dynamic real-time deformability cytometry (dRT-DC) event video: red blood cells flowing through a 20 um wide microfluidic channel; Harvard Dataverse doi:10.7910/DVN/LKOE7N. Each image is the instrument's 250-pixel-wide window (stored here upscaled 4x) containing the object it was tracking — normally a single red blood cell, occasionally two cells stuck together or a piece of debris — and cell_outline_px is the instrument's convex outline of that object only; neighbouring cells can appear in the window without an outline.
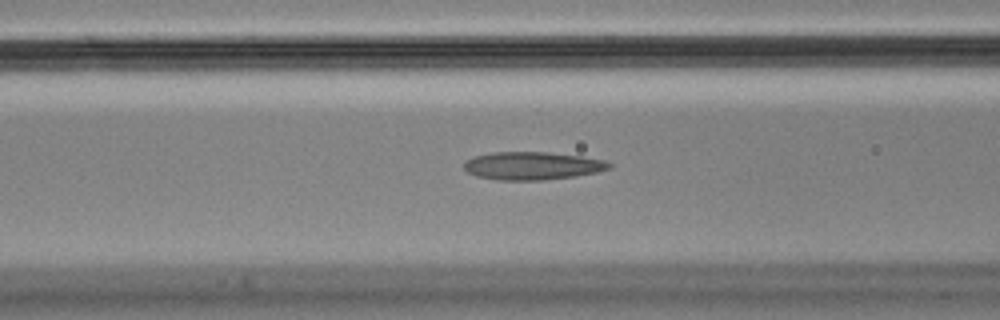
{"species": "Egyptian fruit bat (a non-hibernating species)", "species_latin": "Rousettus aegyptiacus", "temperature_condition": "cold", "stored_images_in_passage": 32, "camera_frame_rate_fps": 3000, "um_per_image_px": 0.085, "animal": {"sex": "male"}, "frame": {"image": 1, "passage_image": 8, "time_ms": 2.333, "image_size_px": [1000, 320], "cell_outline_px": [[612, 168], [596, 172], [576, 176], [544, 180], [496, 180], [476, 176], [468, 172], [464, 168], [464, 164], [472, 156], [496, 152], [548, 152], [580, 156], [608, 160], [612, 164]], "centroid_in_image_um": [45.28, 14.09], "position_along_channel_um": 121.3, "area_um2": 23.76}}
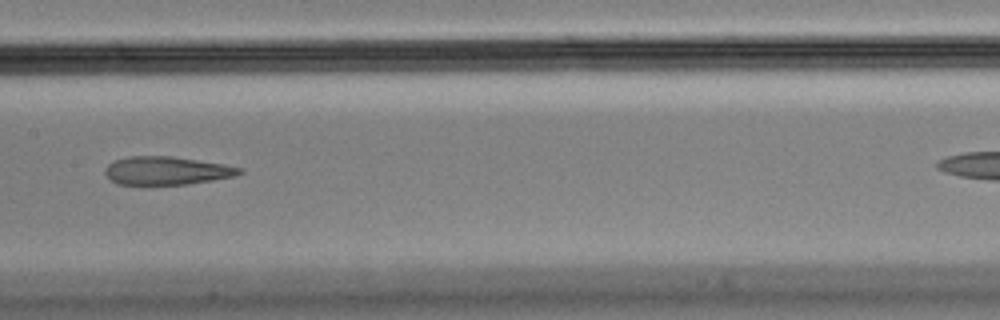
{"frame": {"image": 2, "passage_image": 14, "time_ms": 4.333, "image_size_px": [1000, 320], "cell_outline_px": [[244, 172], [236, 176], [188, 184], [116, 184], [104, 172], [104, 168], [108, 164], [116, 160], [128, 156], [172, 156], [224, 164], [244, 168]], "centroid_in_image_um": [14.2, 14.5], "position_along_channel_um": 193.2, "area_um2": 22.08}}
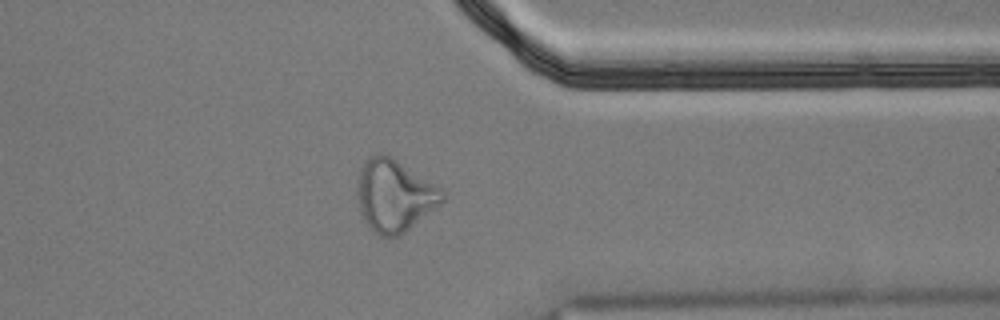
{"frame": {"image": 3, "passage_image": 30, "time_ms": 9.667, "image_size_px": [1000, 320], "cell_outline_px": [[444, 200], [440, 204], [400, 236], [380, 236], [368, 224], [360, 212], [356, 188], [360, 168], [368, 156], [380, 152], [396, 160], [444, 188]], "centroid_in_image_um": [33.53, 16.6], "position_along_channel_um": 377.9, "area_um2": 35.6}}